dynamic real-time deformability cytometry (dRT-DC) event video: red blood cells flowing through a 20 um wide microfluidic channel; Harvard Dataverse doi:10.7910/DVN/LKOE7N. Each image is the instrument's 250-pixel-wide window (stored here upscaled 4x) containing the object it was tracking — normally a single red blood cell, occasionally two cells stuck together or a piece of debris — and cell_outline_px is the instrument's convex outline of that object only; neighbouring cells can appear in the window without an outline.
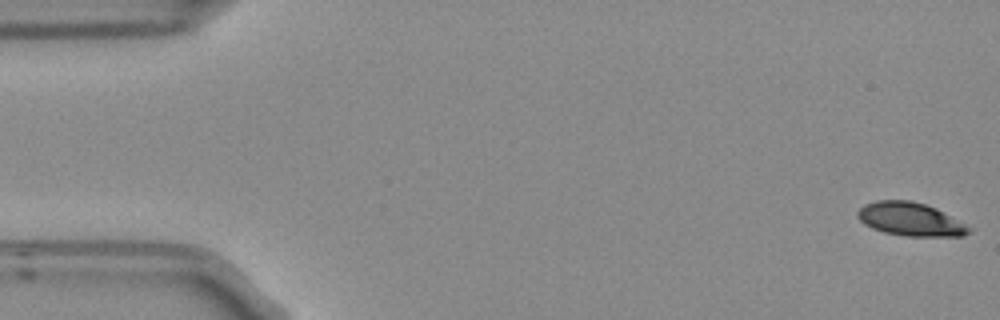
{"species": "Egyptian fruit bat (a non-hibernating species)", "species_latin": "Rousettus aegyptiacus", "temperature_condition": "room temperature", "stored_images_in_passage": 9, "camera_frame_rate_fps": 3000, "um_per_image_px": 0.085, "frame": {"image": 1, "passage_image": 1, "time_ms": 0.0, "image_size_px": [1000, 320], "cell_outline_px": [[972, 232], [964, 236], [908, 236], [884, 232], [872, 228], [864, 224], [856, 216], [856, 212], [864, 204], [876, 200], [908, 200], [924, 204], [936, 208], [972, 228]], "centroid_in_image_um": [77.37, 18.63], "position_along_channel_um": 7.6, "area_um2": 21.62}}